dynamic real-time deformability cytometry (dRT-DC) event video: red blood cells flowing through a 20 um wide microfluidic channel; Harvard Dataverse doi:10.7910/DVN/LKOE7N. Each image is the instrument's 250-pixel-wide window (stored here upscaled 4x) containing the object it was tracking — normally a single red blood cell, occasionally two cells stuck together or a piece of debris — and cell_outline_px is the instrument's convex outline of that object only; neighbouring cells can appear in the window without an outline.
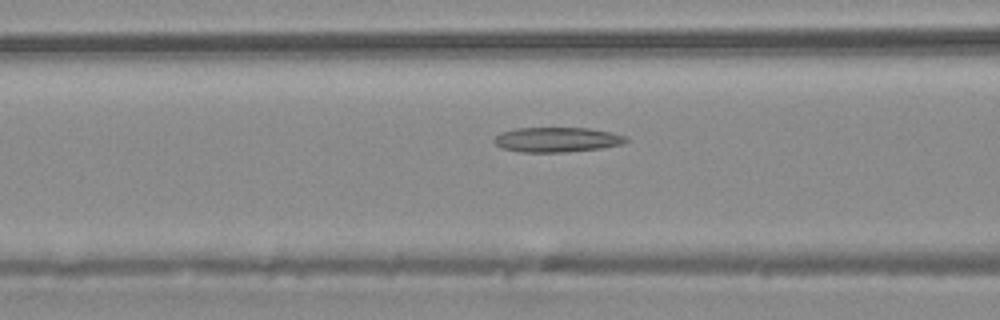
{"species": "common noctule bat (a hibernating species)", "species_latin": "Nyctalus noctula", "temperature_condition": "warm", "stored_images_in_passage": 36, "camera_frame_rate_fps": 3000, "um_per_image_px": 0.085, "animal": {"sex": "male", "body_mass_g": 20.4}, "frame": {"image": 1, "passage_image": 17, "time_ms": 5.333, "image_size_px": [1000, 320], "cell_outline_px": [[628, 140], [620, 144], [600, 148], [564, 152], [520, 152], [504, 148], [496, 144], [492, 140], [500, 132], [516, 128], [588, 128], [612, 132], [628, 136]], "centroid_in_image_um": [47.34, 11.86], "position_along_channel_um": 119.3, "area_um2": 19.02}}
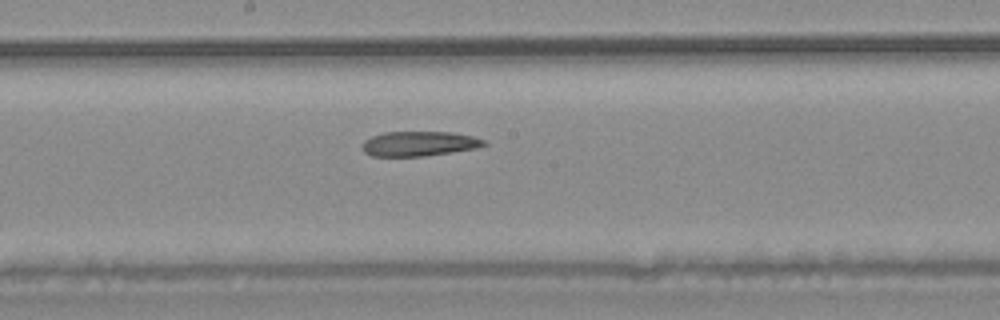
{"frame": {"image": 2, "passage_image": 23, "time_ms": 7.333, "image_size_px": [1000, 320], "cell_outline_px": [[488, 144], [476, 148], [452, 152], [424, 156], [372, 156], [364, 152], [364, 140], [372, 136], [384, 132], [452, 132], [472, 136], [484, 140]], "centroid_in_image_um": [35.64, 12.21], "position_along_channel_um": 212.6, "area_um2": 17.46}}
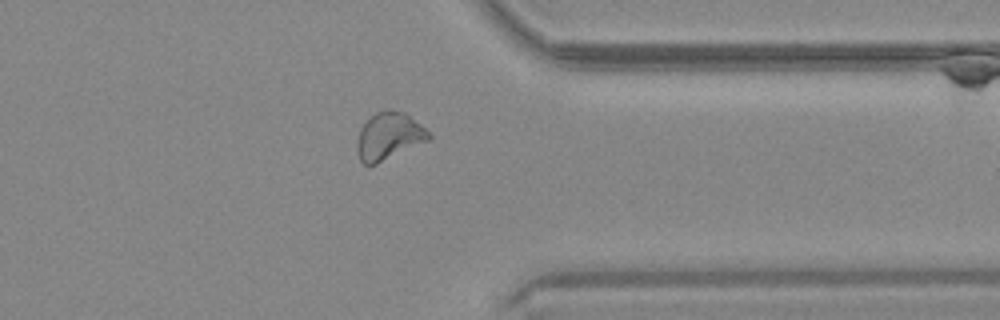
{"frame": {"image": 3, "passage_image": 34, "time_ms": 11.0, "image_size_px": [1000, 320], "cell_outline_px": [[432, 140], [376, 164], [364, 164], [360, 160], [356, 148], [356, 140], [360, 128], [376, 112], [384, 108], [388, 108], [404, 112], [420, 124], [432, 136]], "centroid_in_image_um": [33.07, 11.57], "position_along_channel_um": 378.3, "area_um2": 20.0}}